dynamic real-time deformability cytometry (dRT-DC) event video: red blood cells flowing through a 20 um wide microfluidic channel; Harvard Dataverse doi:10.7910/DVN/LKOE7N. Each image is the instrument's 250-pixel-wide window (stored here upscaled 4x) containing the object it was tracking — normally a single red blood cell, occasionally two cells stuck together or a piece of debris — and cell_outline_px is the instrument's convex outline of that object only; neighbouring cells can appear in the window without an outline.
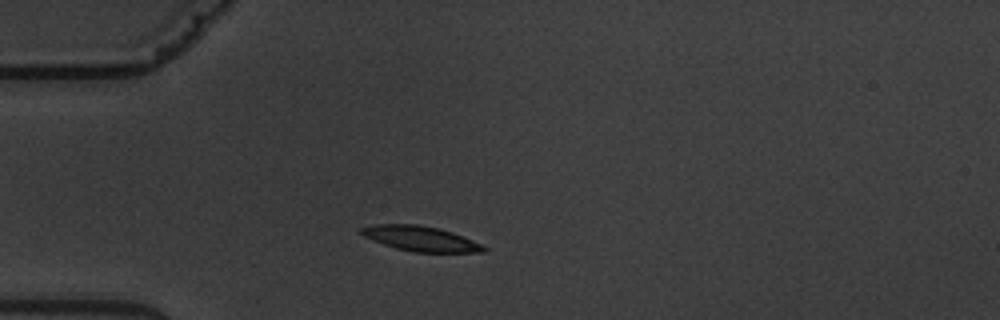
{"species": "common noctule bat (a hibernating species)", "species_latin": "Nyctalus noctula", "temperature_condition": "warm", "stored_images_in_passage": 12, "camera_frame_rate_fps": 3000, "um_per_image_px": 0.085, "animal": {"sex": "male", "body_mass_g": 19.5, "forearm_length_mm": 54.6}, "frame": {"image": 1, "passage_image": 1, "time_ms": 0.0, "image_size_px": [1000, 320], "cell_outline_px": [[488, 248], [484, 252], [412, 252], [396, 248], [372, 240], [364, 236], [360, 232], [360, 228], [372, 224], [416, 224], [440, 228], [452, 232], [484, 244]], "centroid_in_image_um": [35.78, 20.28], "position_along_channel_um": 49.2, "area_um2": 17.98}}
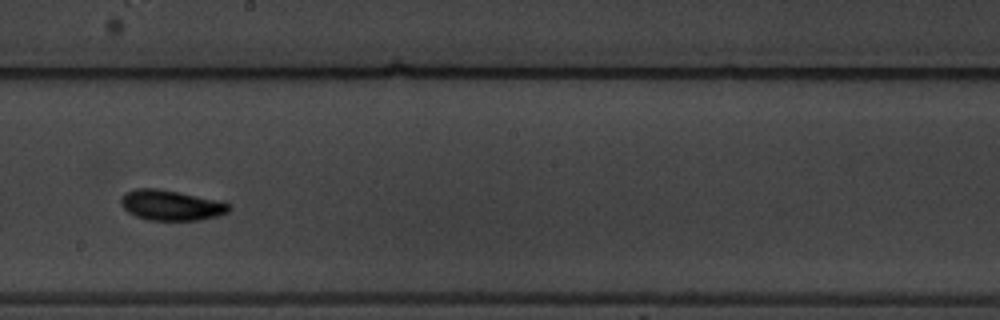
{"frame": {"image": 2, "passage_image": 6, "time_ms": 5.667, "image_size_px": [1000, 320], "cell_outline_px": [[228, 212], [220, 216], [200, 220], [148, 220], [136, 216], [128, 212], [120, 204], [120, 196], [124, 192], [136, 188], [156, 188], [220, 200], [228, 204]], "centroid_in_image_um": [14.5, 17.44], "position_along_channel_um": 233.7, "area_um2": 19.19}}
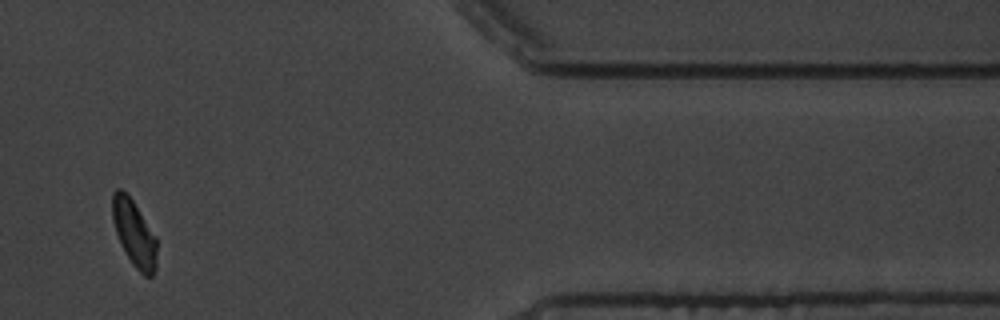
{"frame": {"image": 3, "passage_image": 10, "time_ms": 11.333, "image_size_px": [1000, 320], "cell_outline_px": [[156, 268], [152, 276], [144, 276], [132, 264], [120, 244], [112, 220], [112, 192], [116, 188], [120, 188], [132, 200], [156, 236]], "centroid_in_image_um": [11.39, 19.83], "position_along_channel_um": 400.0, "area_um2": 17.11}, "authors_computed_cell_mechanics": {"area_um2": 17.8891, "velocity_mm_per_s": 3.5285, "shape_relaxation_time_tau1_ms": 2.9402, "shape_relaxation_time_tau2_ms": null, "deformation_change_tau1": 0.1166, "deformation_change_tau2": null}}